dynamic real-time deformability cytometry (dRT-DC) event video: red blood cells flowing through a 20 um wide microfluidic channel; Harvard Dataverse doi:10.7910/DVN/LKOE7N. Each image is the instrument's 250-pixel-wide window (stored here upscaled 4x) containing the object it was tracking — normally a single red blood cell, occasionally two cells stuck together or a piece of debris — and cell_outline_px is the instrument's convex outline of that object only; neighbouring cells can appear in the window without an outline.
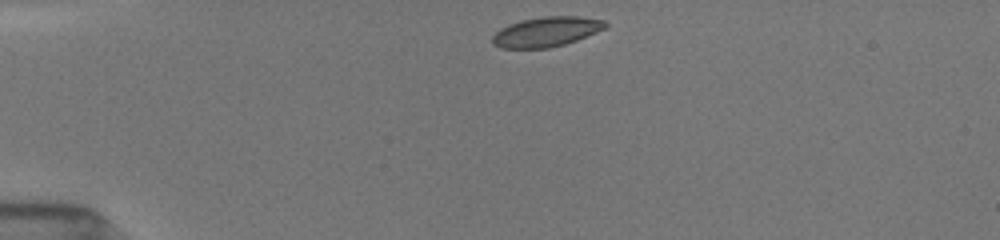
{"species": "common noctule bat (a hibernating species)", "species_latin": "Nyctalus noctula", "temperature_condition": "room temperature", "stored_images_in_passage": 44, "camera_frame_rate_fps": 3000, "um_per_image_px": 0.085, "animal": {"sex": "female", "body_mass_g": 19.5, "forearm_length_mm": 54.1}, "frame": {"image": 1, "passage_image": 1, "time_ms": 0.0, "image_size_px": [1000, 240], "cell_outline_px": [[608, 28], [576, 40], [564, 44], [548, 48], [500, 48], [492, 44], [492, 36], [500, 28], [508, 24], [520, 20], [540, 16], [580, 16], [604, 20], [608, 24]], "centroid_in_image_um": [46.44, 2.69], "position_along_channel_um": 38.6, "area_um2": 19.88}}
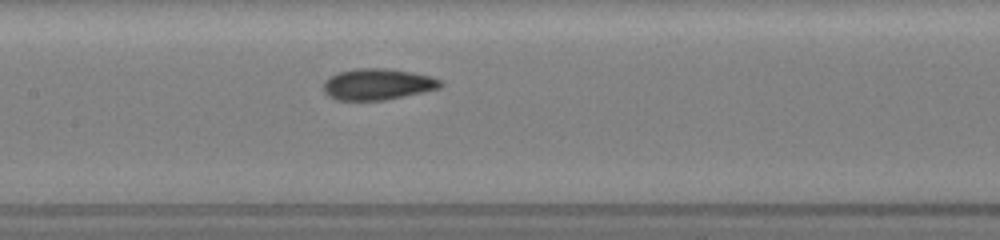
{"frame": {"image": 2, "passage_image": 15, "time_ms": 4.667, "image_size_px": [1000, 240], "cell_outline_px": [[444, 84], [440, 88], [424, 92], [384, 100], [336, 100], [328, 96], [324, 92], [324, 80], [328, 76], [340, 72], [356, 68], [388, 68], [412, 72], [432, 76], [440, 80]], "centroid_in_image_um": [32.1, 7.16], "position_along_channel_um": 175.3, "area_um2": 21.5}}
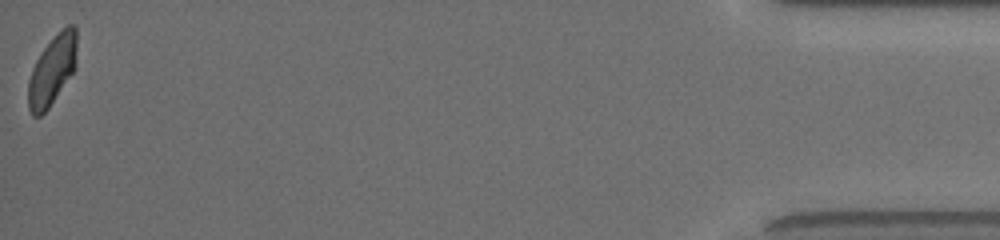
{"frame": {"image": 3, "passage_image": 44, "time_ms": 13.333, "image_size_px": [1000, 240], "cell_outline_px": [[76, 68], [48, 108], [40, 116], [32, 116], [28, 108], [28, 80], [32, 68], [36, 60], [44, 48], [68, 24], [76, 24]], "centroid_in_image_um": [4.43, 5.99], "position_along_channel_um": 430.8, "area_um2": 19.48}, "authors_computed_cell_mechanics": {"area_um2": 20.6057, "velocity_mm_per_s": 3.9406, "shape_relaxation_time_tau1_ms": 2.6211, "shape_relaxation_time_tau2_ms": 1.8044, "deformation_change_tau1": 0.1181, "deformation_change_tau2": 0.0506}}